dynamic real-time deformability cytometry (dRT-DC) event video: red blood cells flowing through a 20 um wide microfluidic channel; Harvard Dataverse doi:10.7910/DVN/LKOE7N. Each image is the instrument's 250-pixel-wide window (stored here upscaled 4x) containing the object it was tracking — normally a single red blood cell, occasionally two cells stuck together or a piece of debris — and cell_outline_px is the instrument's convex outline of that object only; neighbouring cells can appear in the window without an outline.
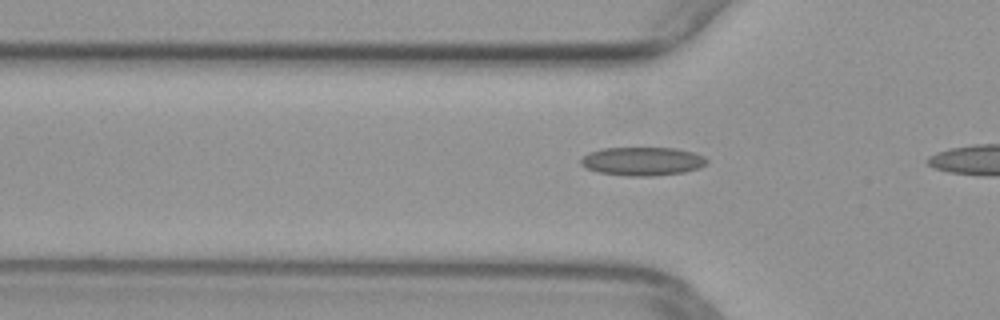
{"species": "common noctule bat (a hibernating species)", "species_latin": "Nyctalus noctula", "temperature_condition": "warm", "stored_images_in_passage": 7, "camera_frame_rate_fps": 3000, "um_per_image_px": 0.085, "animal": {"sex": "female", "body_mass_g": 29.2, "forearm_length_mm": 56.3}, "frame": {"image": 1, "passage_image": 5, "time_ms": 1.333, "image_size_px": [1000, 320], "cell_outline_px": [[708, 160], [700, 168], [684, 172], [652, 176], [624, 176], [596, 172], [580, 164], [580, 160], [588, 152], [600, 148], [676, 148], [692, 152], [704, 156]], "centroid_in_image_um": [54.58, 13.71], "position_along_channel_um": 71.2, "area_um2": 21.04}}